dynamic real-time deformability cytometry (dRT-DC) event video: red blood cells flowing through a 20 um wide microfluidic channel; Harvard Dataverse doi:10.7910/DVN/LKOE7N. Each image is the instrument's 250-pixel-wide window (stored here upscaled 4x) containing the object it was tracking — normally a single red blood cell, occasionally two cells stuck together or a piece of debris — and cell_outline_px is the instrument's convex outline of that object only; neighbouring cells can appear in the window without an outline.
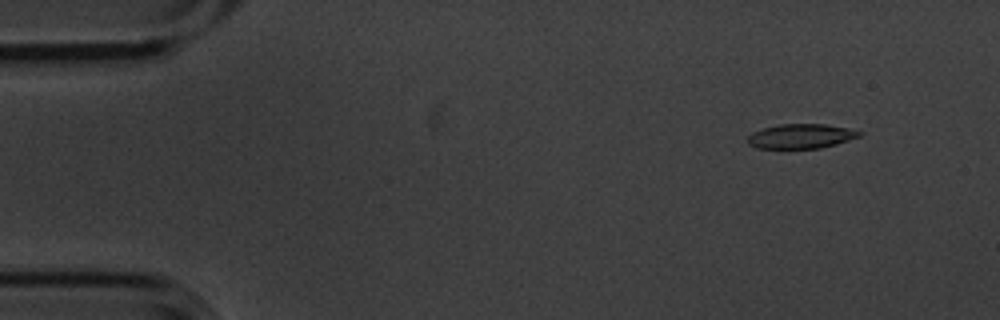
{"species": "common noctule bat (a hibernating species)", "species_latin": "Nyctalus noctula", "temperature_condition": "cold", "stored_images_in_passage": 4, "camera_frame_rate_fps": 3000, "um_per_image_px": 0.085, "animal": {"sex": "male", "body_mass_g": 20.1, "forearm_length_mm": 53.5}, "frame": {"image": 1, "passage_image": 1, "time_ms": 0.0, "image_size_px": [1000, 320], "cell_outline_px": [[864, 132], [860, 136], [836, 144], [820, 148], [756, 148], [748, 144], [748, 136], [752, 132], [764, 128], [780, 124], [824, 124], [848, 128]], "centroid_in_image_um": [68.08, 11.57], "position_along_channel_um": 16.9, "area_um2": 15.9}}
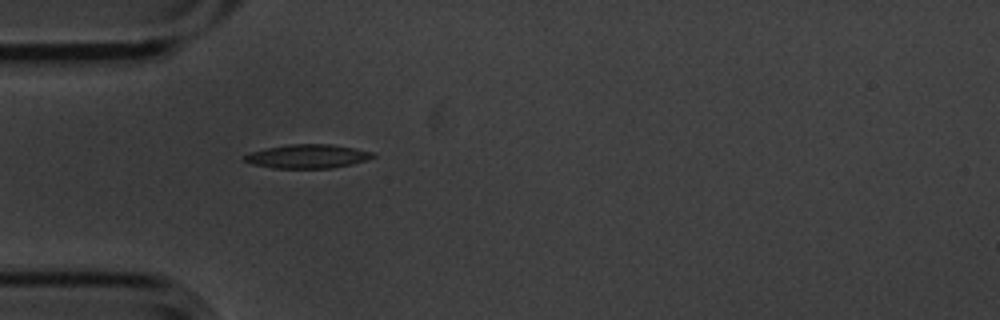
{"frame": {"image": 2, "passage_image": 4, "time_ms": 1.0, "image_size_px": [1000, 320], "cell_outline_px": [[376, 156], [352, 164], [332, 168], [272, 168], [252, 164], [240, 160], [240, 156], [248, 152], [288, 144], [332, 144], [376, 152]], "centroid_in_image_um": [26.08, 13.28], "position_along_channel_um": 58.9, "area_um2": 18.09}}